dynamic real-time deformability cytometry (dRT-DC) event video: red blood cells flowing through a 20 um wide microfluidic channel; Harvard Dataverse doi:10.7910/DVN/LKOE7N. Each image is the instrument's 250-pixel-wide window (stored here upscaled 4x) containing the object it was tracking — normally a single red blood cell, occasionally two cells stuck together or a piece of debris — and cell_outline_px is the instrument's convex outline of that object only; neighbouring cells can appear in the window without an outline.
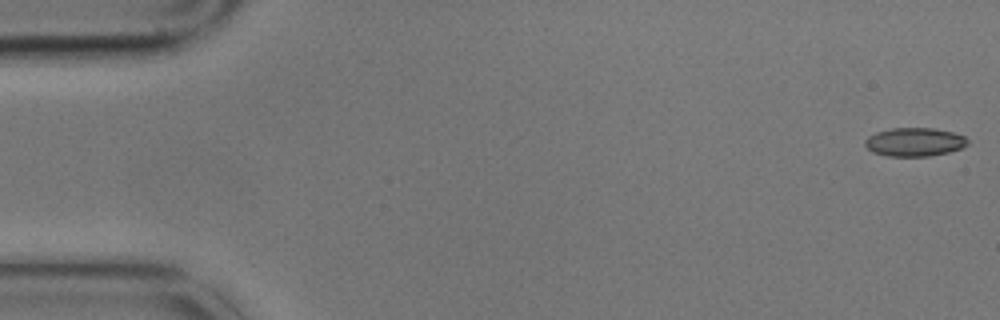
{"species": "common noctule bat (a hibernating species)", "species_latin": "Nyctalus noctula", "temperature_condition": "cold", "stored_images_in_passage": 6, "camera_frame_rate_fps": 3000, "um_per_image_px": 0.085, "animal": {"sex": "male", "body_mass_g": 17.9}, "frame": {"image": 1, "passage_image": 1, "time_ms": 0.0, "image_size_px": [1000, 320], "cell_outline_px": [[968, 144], [960, 148], [948, 152], [928, 156], [888, 156], [872, 152], [864, 144], [864, 140], [868, 136], [876, 132], [892, 128], [932, 128], [952, 132], [964, 136], [968, 140]], "centroid_in_image_um": [77.7, 12.07], "position_along_channel_um": 7.3, "area_um2": 16.99}}
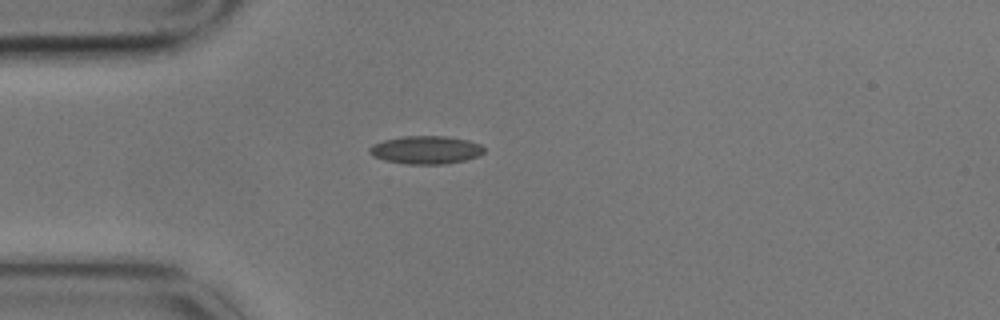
{"frame": {"image": 2, "passage_image": 5, "time_ms": 1.333, "image_size_px": [1000, 320], "cell_outline_px": [[484, 152], [480, 156], [464, 160], [444, 164], [408, 164], [384, 160], [372, 156], [368, 152], [368, 148], [372, 144], [384, 140], [404, 136], [444, 136], [468, 140], [480, 144], [484, 148]], "centroid_in_image_um": [36.18, 12.74], "position_along_channel_um": 48.8, "area_um2": 18.79}}